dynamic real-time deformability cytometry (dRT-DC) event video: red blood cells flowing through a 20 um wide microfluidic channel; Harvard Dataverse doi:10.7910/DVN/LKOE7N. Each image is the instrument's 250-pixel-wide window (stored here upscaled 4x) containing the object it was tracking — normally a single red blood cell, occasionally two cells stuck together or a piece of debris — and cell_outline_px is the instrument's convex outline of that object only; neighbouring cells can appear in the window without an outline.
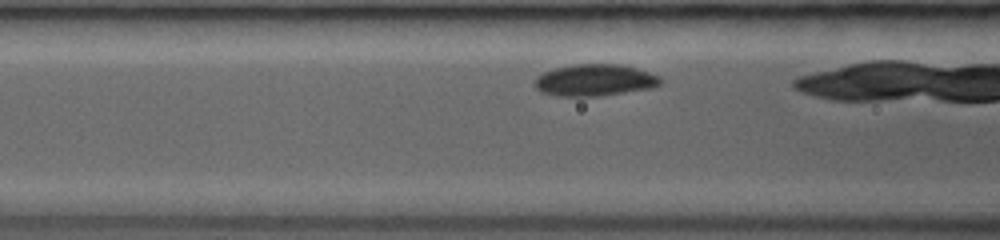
{"species": "common noctule bat (a hibernating species)", "species_latin": "Nyctalus noctula", "temperature_condition": "room temperature", "stored_images_in_passage": 5, "camera_frame_rate_fps": 3000, "um_per_image_px": 0.085, "animal": {"sex": "female", "body_mass_g": 19.0, "forearm_length_mm": 53.3}, "frame": {"image": 1, "passage_image": 3, "time_ms": 1.0, "image_size_px": [1000, 240], "cell_outline_px": [[664, 80], [660, 84], [652, 88], [600, 96], [556, 96], [540, 92], [536, 88], [536, 76], [544, 72], [556, 68], [572, 64], [620, 64], [636, 68], [660, 76]], "centroid_in_image_um": [50.57, 6.81], "position_along_channel_um": 116.0, "area_um2": 23.35}}